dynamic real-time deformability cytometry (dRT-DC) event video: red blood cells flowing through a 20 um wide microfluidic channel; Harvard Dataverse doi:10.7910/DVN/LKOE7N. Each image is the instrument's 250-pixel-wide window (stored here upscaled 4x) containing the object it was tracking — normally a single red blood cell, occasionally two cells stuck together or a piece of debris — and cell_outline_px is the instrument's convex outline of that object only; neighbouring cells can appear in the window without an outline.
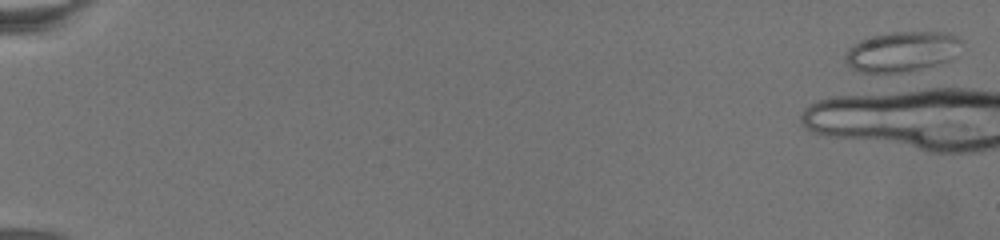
{"species": "common noctule bat (a hibernating species)", "species_latin": "Nyctalus noctula", "temperature_condition": "warm", "stored_images_in_passage": 2, "camera_frame_rate_fps": 3000, "um_per_image_px": 0.085, "animal": {"sex": "female", "body_mass_g": 19.5, "forearm_length_mm": 54.1}, "frame": {"image": 1, "passage_image": 1, "time_ms": 0.0, "image_size_px": [1000, 240], "cell_outline_px": [[964, 44], [952, 60], [920, 68], [900, 72], [860, 72], [852, 68], [844, 60], [844, 56], [848, 48], [860, 40], [872, 36], [892, 32], [948, 32], [960, 36], [964, 40]], "centroid_in_image_um": [76.73, 4.36], "position_along_channel_um": 8.3, "area_um2": 27.46}}